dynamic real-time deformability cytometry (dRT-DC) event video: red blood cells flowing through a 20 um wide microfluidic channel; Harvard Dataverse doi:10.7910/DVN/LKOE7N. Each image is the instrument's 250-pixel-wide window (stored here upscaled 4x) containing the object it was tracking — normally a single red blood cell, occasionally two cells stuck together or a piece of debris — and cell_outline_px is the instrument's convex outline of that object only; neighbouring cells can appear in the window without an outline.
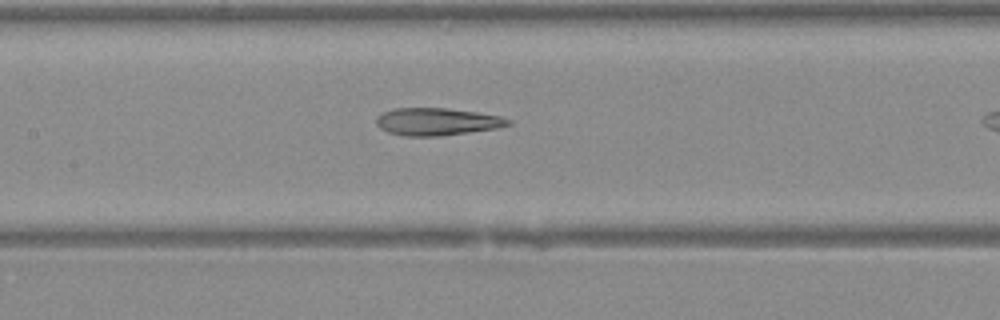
{"species": "Egyptian fruit bat (a non-hibernating species)", "species_latin": "Rousettus aegyptiacus", "temperature_condition": "warm", "stored_images_in_passage": 15, "camera_frame_rate_fps": 3000, "um_per_image_px": 0.085, "animal": {"sex": "female"}, "frame": {"image": 1, "passage_image": 11, "time_ms": 3.333, "image_size_px": [1000, 320], "cell_outline_px": [[512, 124], [496, 128], [468, 132], [436, 136], [408, 136], [388, 132], [380, 128], [376, 124], [376, 116], [392, 108], [448, 108], [476, 112], [500, 116], [512, 120]], "centroid_in_image_um": [37.13, 10.33], "position_along_channel_um": 170.3, "area_um2": 20.98}}